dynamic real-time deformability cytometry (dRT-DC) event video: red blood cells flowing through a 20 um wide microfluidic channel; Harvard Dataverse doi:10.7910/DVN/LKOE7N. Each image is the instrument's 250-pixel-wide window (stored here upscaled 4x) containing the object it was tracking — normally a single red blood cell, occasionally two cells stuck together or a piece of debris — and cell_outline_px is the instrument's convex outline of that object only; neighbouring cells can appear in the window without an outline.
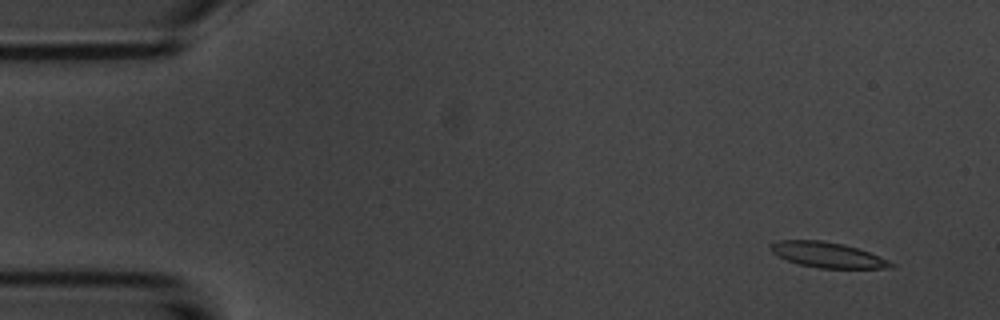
{"species": "common noctule bat (a hibernating species)", "species_latin": "Nyctalus noctula", "temperature_condition": "room temperature", "stored_images_in_passage": 7, "camera_frame_rate_fps": 3000, "um_per_image_px": 0.085, "animal": {"sex": "male", "body_mass_g": 20.1, "forearm_length_mm": 53.5}, "frame": {"image": 1, "passage_image": 2, "time_ms": 1.0, "image_size_px": [1000, 320], "cell_outline_px": [[896, 264], [892, 268], [820, 268], [800, 264], [788, 260], [772, 252], [768, 248], [772, 244], [780, 240], [820, 240], [844, 244], [880, 256]], "centroid_in_image_um": [70.37, 21.66], "position_along_channel_um": 14.6, "area_um2": 17.57}}
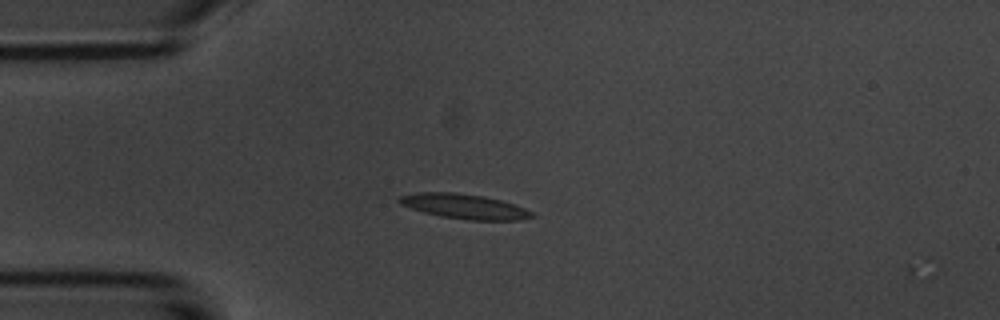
{"frame": {"image": 2, "passage_image": 5, "time_ms": 4.333, "image_size_px": [1000, 320], "cell_outline_px": [[536, 216], [516, 220], [468, 220], [440, 216], [424, 212], [400, 204], [396, 200], [400, 196], [416, 192], [456, 192], [484, 196], [500, 200], [524, 208], [532, 212]], "centroid_in_image_um": [39.43, 17.54], "position_along_channel_um": 45.6, "area_um2": 19.07}}
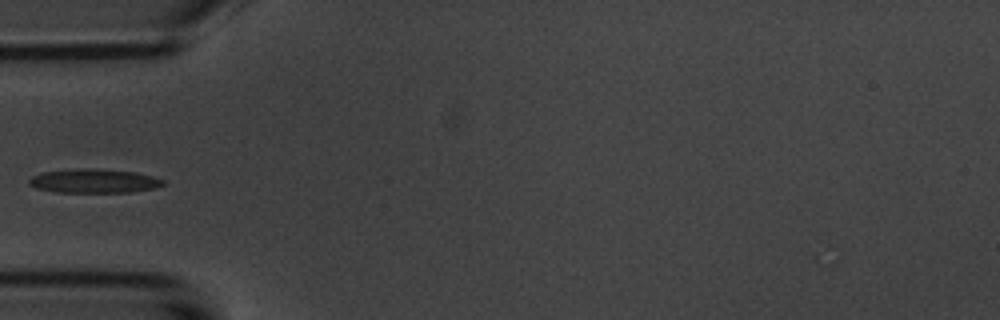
{"frame": {"image": 3, "passage_image": 6, "time_ms": 5.667, "image_size_px": [1000, 320], "cell_outline_px": [[164, 184], [156, 188], [132, 192], [56, 192], [36, 188], [28, 184], [28, 180], [32, 176], [44, 172], [80, 168], [84, 168], [136, 172], [152, 176], [164, 180]], "centroid_in_image_um": [7.99, 15.39], "position_along_channel_um": 77.0, "area_um2": 18.61}}